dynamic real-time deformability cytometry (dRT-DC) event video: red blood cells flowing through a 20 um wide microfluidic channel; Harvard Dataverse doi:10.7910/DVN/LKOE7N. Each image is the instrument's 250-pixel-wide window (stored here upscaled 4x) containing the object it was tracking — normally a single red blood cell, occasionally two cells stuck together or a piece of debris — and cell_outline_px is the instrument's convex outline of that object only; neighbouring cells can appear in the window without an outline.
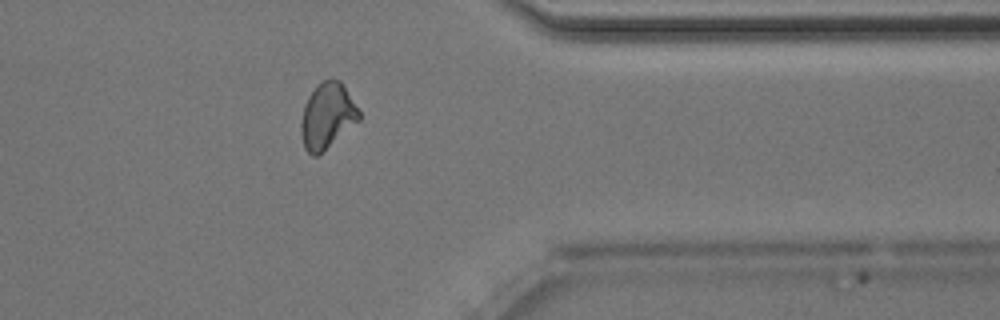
{"species": "Egyptian fruit bat (a non-hibernating species)", "species_latin": "Rousettus aegyptiacus", "temperature_condition": "room temperature", "stored_images_in_passage": 37, "camera_frame_rate_fps": 3000, "um_per_image_px": 0.085, "animal": {"sex": "male"}, "frame": {"image": 1, "passage_image": 27, "time_ms": 8.667, "image_size_px": [1000, 320], "cell_outline_px": [[360, 120], [316, 156], [312, 156], [304, 148], [300, 132], [300, 124], [304, 104], [308, 96], [324, 80], [340, 80], [360, 112]], "centroid_in_image_um": [27.79, 9.87], "position_along_channel_um": 383.6, "area_um2": 21.73}, "authors_computed_cell_mechanics": {"area_um2": 21.8484, "velocity_mm_per_s": 4.0358, "shape_relaxation_time_tau1_ms": 5.8623, "shape_relaxation_time_tau2_ms": 2.15, "deformation_change_tau1": 0.1756, "deformation_change_tau2": 0.0758}}